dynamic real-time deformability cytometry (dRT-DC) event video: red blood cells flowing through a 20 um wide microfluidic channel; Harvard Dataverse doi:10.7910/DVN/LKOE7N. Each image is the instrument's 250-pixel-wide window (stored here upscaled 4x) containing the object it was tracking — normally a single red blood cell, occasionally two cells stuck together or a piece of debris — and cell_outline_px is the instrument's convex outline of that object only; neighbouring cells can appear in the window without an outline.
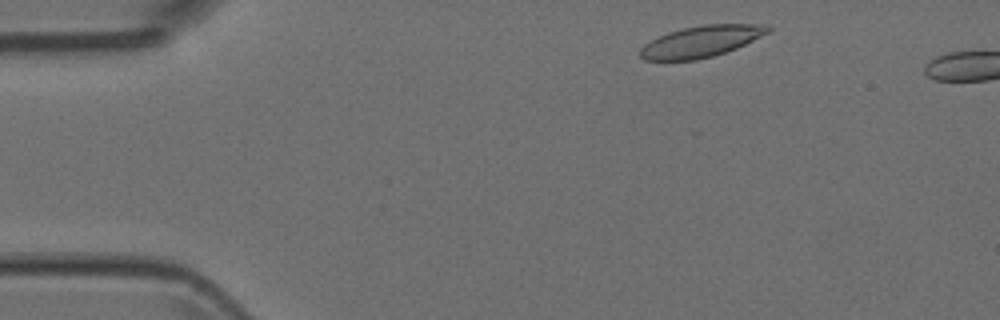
{"species": "Egyptian fruit bat (a non-hibernating species)", "species_latin": "Rousettus aegyptiacus", "temperature_condition": "room temperature", "stored_images_in_passage": 6, "camera_frame_rate_fps": 3000, "um_per_image_px": 0.085, "animal": {"sex": "female"}, "frame": {"image": 1, "passage_image": 3, "time_ms": 0.667, "image_size_px": [1000, 320], "cell_outline_px": [[772, 28], [768, 32], [736, 48], [712, 56], [696, 60], [644, 60], [640, 56], [640, 48], [644, 44], [668, 32], [684, 28], [704, 24], [768, 24]], "centroid_in_image_um": [59.59, 3.52], "position_along_channel_um": 25.4, "area_um2": 23.06}}